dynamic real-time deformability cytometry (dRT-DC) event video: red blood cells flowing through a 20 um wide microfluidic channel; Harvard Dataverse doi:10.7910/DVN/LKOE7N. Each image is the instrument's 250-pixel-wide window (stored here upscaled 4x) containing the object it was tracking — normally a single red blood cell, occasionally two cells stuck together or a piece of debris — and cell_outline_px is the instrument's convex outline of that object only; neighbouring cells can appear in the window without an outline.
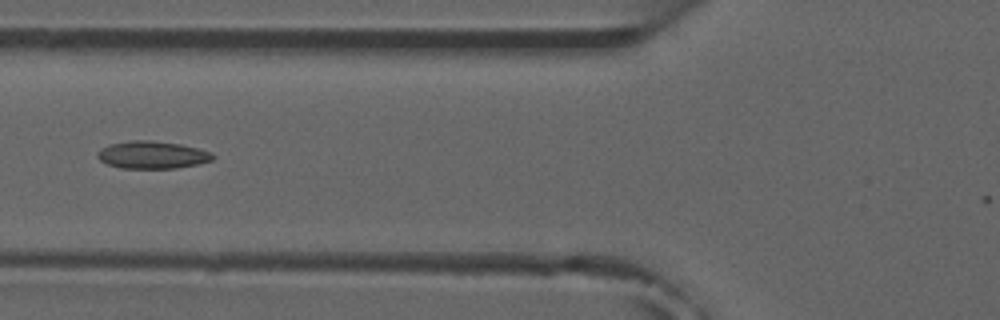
{"species": "common noctule bat (a hibernating species)", "species_latin": "Nyctalus noctula", "temperature_condition": "room temperature", "stored_images_in_passage": 5, "camera_frame_rate_fps": 3000, "um_per_image_px": 0.085, "animal": {"sex": "male", "forearm_length_mm": 52.5}, "frame": {"image": 1, "passage_image": 5, "time_ms": 4.667, "image_size_px": [1000, 320], "cell_outline_px": [[216, 156], [212, 160], [196, 164], [176, 168], [120, 168], [108, 164], [100, 160], [96, 156], [96, 152], [100, 148], [108, 144], [128, 140], [152, 140], [180, 144], [212, 152]], "centroid_in_image_um": [12.9, 13.15], "position_along_channel_um": 112.9, "area_um2": 18.61}}